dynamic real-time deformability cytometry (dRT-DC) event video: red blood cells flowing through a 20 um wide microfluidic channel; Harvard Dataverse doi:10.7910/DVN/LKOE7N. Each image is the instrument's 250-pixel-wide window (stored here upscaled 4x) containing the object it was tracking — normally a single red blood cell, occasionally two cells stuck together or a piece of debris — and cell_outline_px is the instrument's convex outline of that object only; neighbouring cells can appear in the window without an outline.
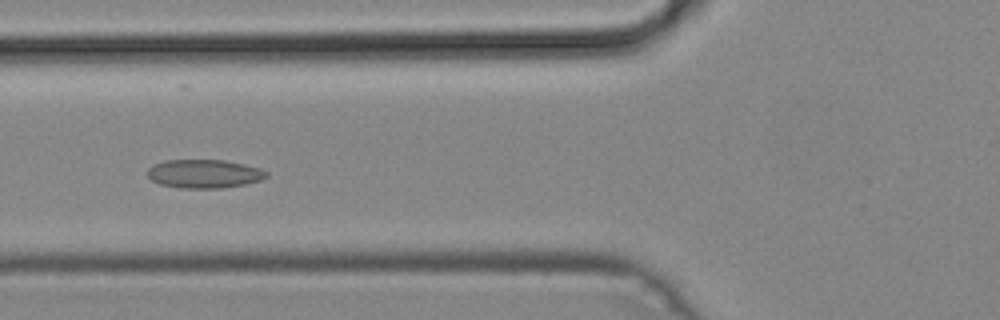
{"species": "common noctule bat (a hibernating species)", "species_latin": "Nyctalus noctula", "temperature_condition": "cold", "stored_images_in_passage": 34, "camera_frame_rate_fps": 3000, "um_per_image_px": 0.085, "animal": {"sex": "male", "body_mass_g": 19.2, "forearm_length_mm": 51.8}, "frame": {"image": 1, "passage_image": 13, "time_ms": 4.0, "image_size_px": [1000, 320], "cell_outline_px": [[268, 176], [260, 180], [244, 184], [220, 188], [180, 188], [160, 184], [152, 180], [148, 176], [148, 168], [152, 164], [164, 160], [224, 160], [244, 164], [260, 168], [268, 172]], "centroid_in_image_um": [17.34, 14.76], "position_along_channel_um": 108.5, "area_um2": 19.83}}
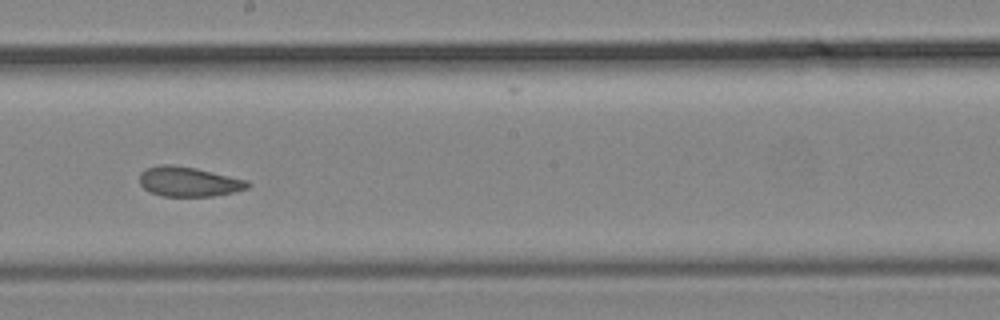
{"frame": {"image": 2, "passage_image": 22, "time_ms": 7.0, "image_size_px": [1000, 320], "cell_outline_px": [[252, 184], [248, 188], [232, 192], [212, 196], [164, 196], [152, 192], [144, 188], [140, 184], [140, 172], [144, 168], [160, 164], [172, 164], [196, 168], [248, 180]], "centroid_in_image_um": [16.03, 15.42], "position_along_channel_um": 232.2, "area_um2": 18.79}}
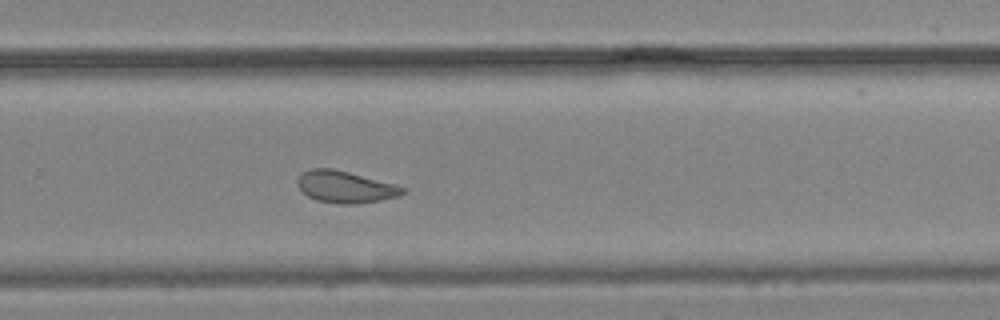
{"frame": {"image": 3, "passage_image": 27, "time_ms": 8.667, "image_size_px": [1000, 320], "cell_outline_px": [[404, 192], [400, 196], [380, 200], [352, 204], [340, 204], [316, 200], [308, 196], [296, 184], [296, 180], [304, 172], [312, 168], [332, 168], [396, 184], [404, 188]], "centroid_in_image_um": [29.34, 15.89], "position_along_channel_um": 300.5, "area_um2": 19.31}}